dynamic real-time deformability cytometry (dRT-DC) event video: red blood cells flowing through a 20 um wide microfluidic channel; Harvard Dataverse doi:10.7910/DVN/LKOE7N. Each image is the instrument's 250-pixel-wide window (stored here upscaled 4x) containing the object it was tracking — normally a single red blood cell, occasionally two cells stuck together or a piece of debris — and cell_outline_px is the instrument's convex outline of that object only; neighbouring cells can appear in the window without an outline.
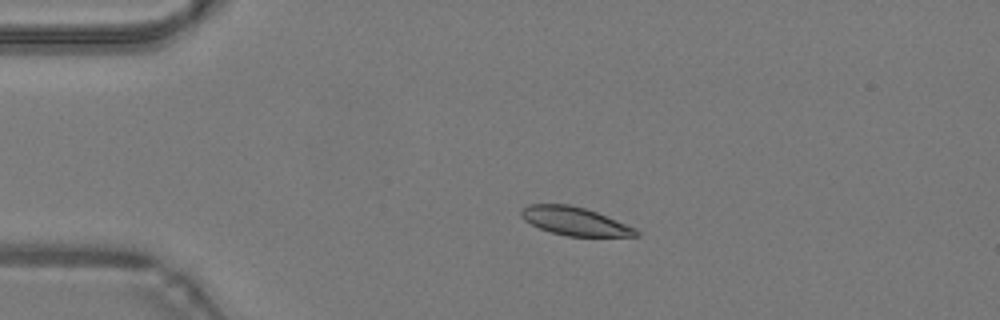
{"species": "common noctule bat (a hibernating species)", "species_latin": "Nyctalus noctula", "temperature_condition": "warm", "stored_images_in_passage": 49, "camera_frame_rate_fps": 3000, "um_per_image_px": 0.085, "animal": {"sex": "male", "body_mass_g": 19.2, "forearm_length_mm": 51.8}, "frame": {"image": 1, "passage_image": 11, "time_ms": 3.333, "image_size_px": [1000, 320], "cell_outline_px": [[640, 236], [568, 236], [552, 232], [540, 228], [524, 220], [520, 216], [520, 208], [528, 204], [568, 204], [584, 208], [596, 212], [636, 228], [640, 232]], "centroid_in_image_um": [48.84, 18.79], "position_along_channel_um": 36.2, "area_um2": 18.84}}
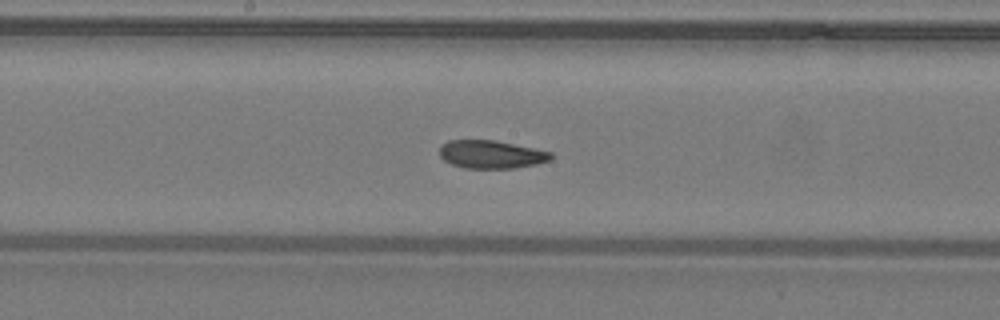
{"frame": {"image": 2, "passage_image": 26, "time_ms": 8.333, "image_size_px": [1000, 320], "cell_outline_px": [[552, 160], [536, 164], [512, 168], [464, 168], [452, 164], [444, 160], [440, 156], [440, 144], [448, 140], [496, 140], [552, 152]], "centroid_in_image_um": [41.74, 13.11], "position_along_channel_um": 206.5, "area_um2": 18.26}}
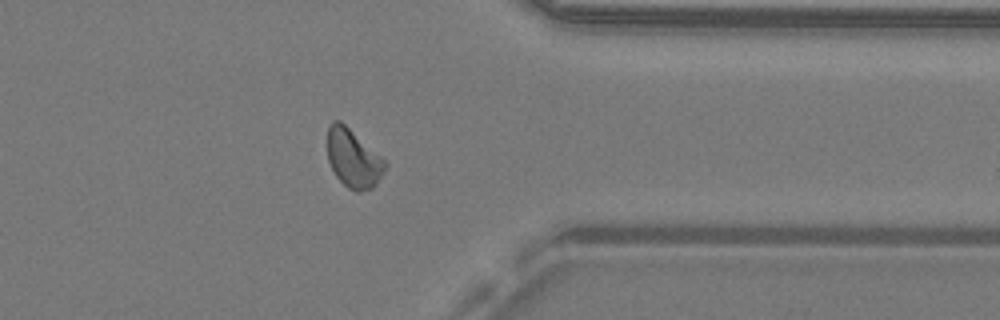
{"frame": {"image": 3, "passage_image": 39, "time_ms": 12.667, "image_size_px": [1000, 320], "cell_outline_px": [[388, 164], [384, 172], [376, 184], [372, 188], [360, 192], [356, 192], [348, 188], [336, 176], [328, 160], [328, 124], [332, 120], [340, 120], [380, 156]], "centroid_in_image_um": [30.02, 13.48], "position_along_channel_um": 381.4, "area_um2": 19.42}, "authors_computed_cell_mechanics": {"area_um2": 19.1896, "velocity_mm_per_s": 4.2642, "shape_relaxation_time_tau1_ms": 5.5297, "shape_relaxation_time_tau2_ms": 3.1839, "deformation_change_tau1": 0.1513, "deformation_change_tau2": 0.0615}}